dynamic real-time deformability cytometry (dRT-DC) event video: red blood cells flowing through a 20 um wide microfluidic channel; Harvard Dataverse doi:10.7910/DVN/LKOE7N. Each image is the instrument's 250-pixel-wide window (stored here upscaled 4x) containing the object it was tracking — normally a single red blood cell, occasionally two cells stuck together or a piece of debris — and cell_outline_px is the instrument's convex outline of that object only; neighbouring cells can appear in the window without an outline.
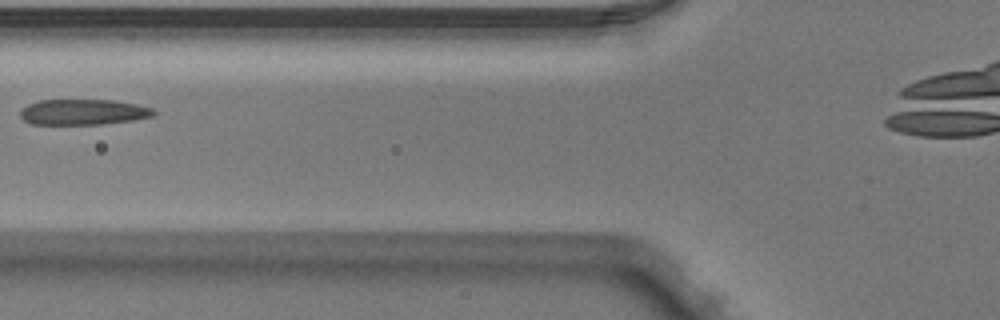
{"species": "Egyptian fruit bat (a non-hibernating species)", "species_latin": "Rousettus aegyptiacus", "temperature_condition": "warm", "stored_images_in_passage": 4, "camera_frame_rate_fps": 3000, "um_per_image_px": 0.085, "animal": {"sex": "male"}, "frame": {"image": 1, "passage_image": 4, "time_ms": 1.0, "image_size_px": [1000, 320], "cell_outline_px": [[156, 112], [152, 116], [132, 120], [100, 124], [32, 124], [24, 120], [20, 116], [20, 108], [28, 104], [40, 100], [112, 100], [136, 104], [152, 108]], "centroid_in_image_um": [7.03, 9.52], "position_along_channel_um": 118.8, "area_um2": 19.83}}